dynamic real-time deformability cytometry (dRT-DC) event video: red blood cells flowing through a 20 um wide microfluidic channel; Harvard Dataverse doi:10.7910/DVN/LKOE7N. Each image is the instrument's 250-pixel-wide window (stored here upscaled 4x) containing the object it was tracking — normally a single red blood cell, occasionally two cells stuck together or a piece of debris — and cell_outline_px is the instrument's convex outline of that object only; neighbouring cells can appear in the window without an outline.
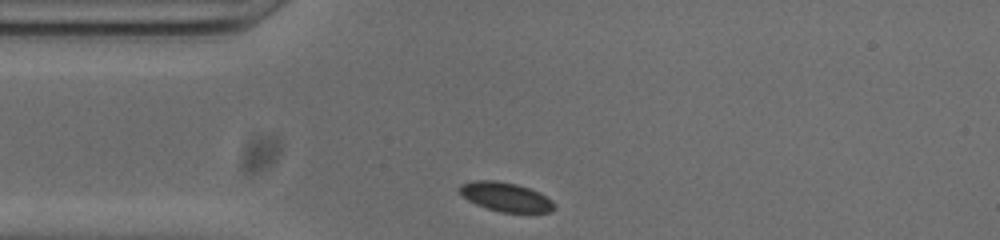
{"species": "common noctule bat (a hibernating species)", "species_latin": "Nyctalus noctula", "temperature_condition": "cold", "stored_images_in_passage": 30, "camera_frame_rate_fps": 3000, "um_per_image_px": 0.085, "animal": {"sex": "male", "body_mass_g": 20.0, "forearm_length_mm": 53.3}, "frame": {"image": 1, "passage_image": 1, "time_ms": 0.0, "image_size_px": [1000, 240], "cell_outline_px": [[556, 208], [552, 212], [500, 212], [476, 204], [468, 200], [456, 188], [460, 184], [472, 180], [496, 180], [516, 184], [540, 192], [552, 200], [556, 204]], "centroid_in_image_um": [42.99, 16.73], "position_along_channel_um": 42.0, "area_um2": 16.18}}
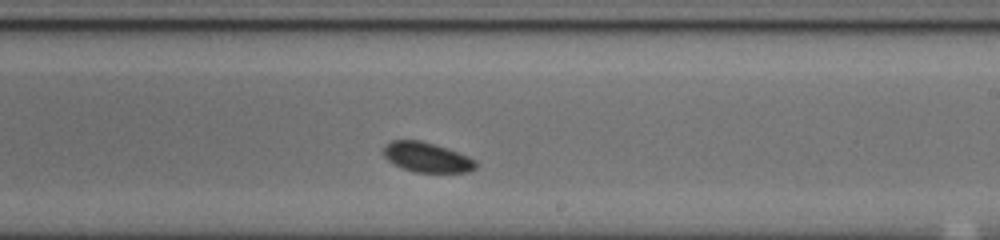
{"frame": {"image": 2, "passage_image": 19, "time_ms": 6.0, "image_size_px": [1000, 240], "cell_outline_px": [[476, 168], [468, 172], [416, 172], [400, 168], [392, 164], [384, 156], [384, 144], [392, 140], [420, 140], [468, 156], [476, 160]], "centroid_in_image_um": [36.24, 13.38], "position_along_channel_um": 252.8, "area_um2": 15.95}}
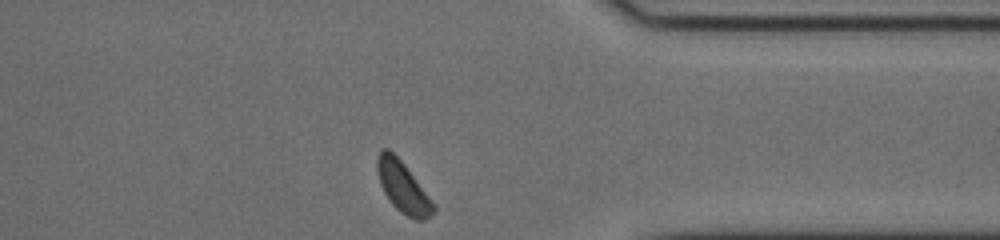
{"frame": {"image": 3, "passage_image": 30, "time_ms": 9.667, "image_size_px": [1000, 240], "cell_outline_px": [[436, 208], [432, 216], [424, 220], [416, 220], [400, 212], [392, 204], [384, 192], [380, 184], [376, 168], [376, 160], [380, 152], [384, 148], [388, 148], [404, 164], [436, 204]], "centroid_in_image_um": [34.27, 15.93], "position_along_channel_um": 377.1, "area_um2": 16.7}}